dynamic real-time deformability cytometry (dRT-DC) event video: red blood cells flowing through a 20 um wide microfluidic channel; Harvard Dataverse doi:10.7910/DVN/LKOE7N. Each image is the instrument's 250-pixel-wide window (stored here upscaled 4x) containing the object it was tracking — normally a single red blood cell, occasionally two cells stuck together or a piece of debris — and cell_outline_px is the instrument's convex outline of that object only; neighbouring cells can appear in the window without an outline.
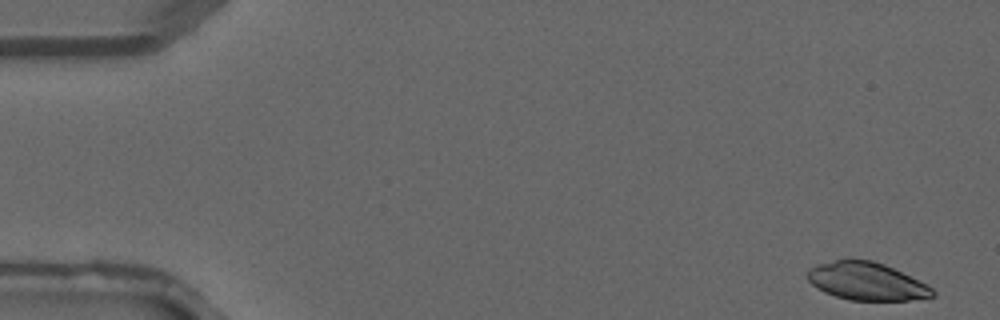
{"species": "common noctule bat (a hibernating species)", "species_latin": "Nyctalus noctula", "temperature_condition": "warm", "stored_images_in_passage": 14, "camera_frame_rate_fps": 3000, "um_per_image_px": 0.085, "animal": {"sex": "male", "forearm_length_mm": 52.5}, "frame": {"image": 1, "passage_image": 1, "time_ms": 0.0, "image_size_px": [1000, 320], "cell_outline_px": [[936, 296], [908, 300], [848, 300], [824, 292], [816, 288], [808, 280], [808, 268], [816, 264], [836, 260], [872, 260], [884, 264], [932, 288], [936, 292]], "centroid_in_image_um": [73.62, 23.92], "position_along_channel_um": 11.4, "area_um2": 27.17}}